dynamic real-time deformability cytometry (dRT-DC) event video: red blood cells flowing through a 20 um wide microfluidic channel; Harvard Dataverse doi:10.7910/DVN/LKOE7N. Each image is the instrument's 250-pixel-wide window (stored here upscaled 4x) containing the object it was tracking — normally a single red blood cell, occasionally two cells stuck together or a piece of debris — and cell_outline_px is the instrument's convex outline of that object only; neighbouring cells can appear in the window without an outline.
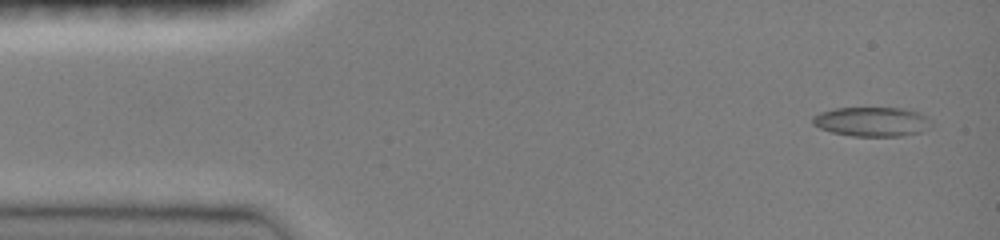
{"species": "common noctule bat (a hibernating species)", "species_latin": "Nyctalus noctula", "temperature_condition": "room temperature", "stored_images_in_passage": 9, "camera_frame_rate_fps": 3000, "um_per_image_px": 0.085, "animal": {"sex": "female", "body_mass_g": 19.0, "forearm_length_mm": 51.5}, "frame": {"image": 1, "passage_image": 1, "time_ms": 0.0, "image_size_px": [1000, 240], "cell_outline_px": [[932, 128], [920, 132], [904, 136], [852, 136], [832, 132], [820, 128], [812, 124], [812, 116], [820, 112], [836, 108], [908, 108], [932, 120]], "centroid_in_image_um": [74.14, 10.35], "position_along_channel_um": 10.9, "area_um2": 20.52}}
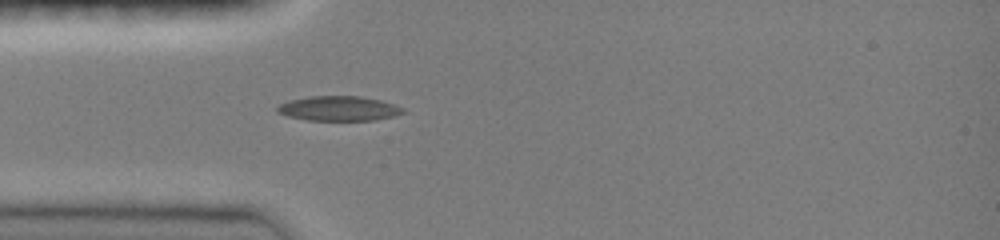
{"frame": {"image": 2, "passage_image": 6, "time_ms": 3.667, "image_size_px": [1000, 240], "cell_outline_px": [[404, 112], [396, 116], [376, 120], [308, 120], [288, 116], [276, 112], [276, 108], [280, 104], [288, 100], [308, 96], [360, 96], [380, 100], [404, 108]], "centroid_in_image_um": [28.78, 9.22], "position_along_channel_um": 56.2, "area_um2": 18.15}}